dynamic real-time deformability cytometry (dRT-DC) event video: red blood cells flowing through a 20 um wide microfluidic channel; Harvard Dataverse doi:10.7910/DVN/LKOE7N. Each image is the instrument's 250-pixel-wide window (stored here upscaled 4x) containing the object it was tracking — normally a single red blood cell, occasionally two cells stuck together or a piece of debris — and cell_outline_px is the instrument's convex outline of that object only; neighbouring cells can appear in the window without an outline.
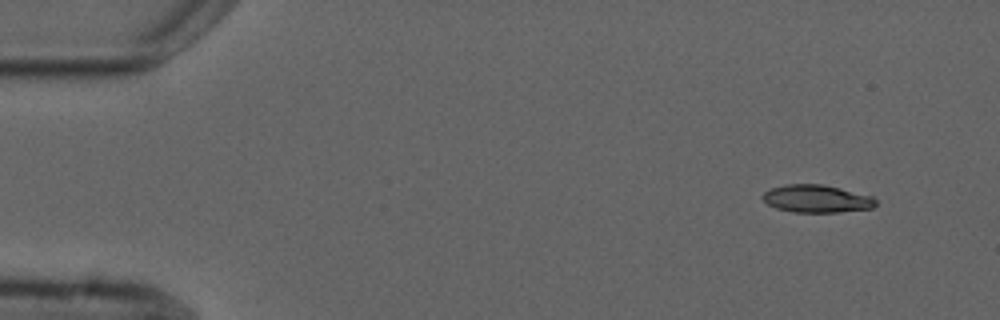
{"species": "common noctule bat (a hibernating species)", "species_latin": "Nyctalus noctula", "temperature_condition": "cold", "stored_images_in_passage": 4, "camera_frame_rate_fps": 3000, "um_per_image_px": 0.085, "animal": {"sex": "male", "forearm_length_mm": 52.5}, "frame": {"image": 1, "passage_image": 1, "time_ms": 0.0, "image_size_px": [1000, 320], "cell_outline_px": [[876, 204], [872, 208], [836, 212], [792, 212], [776, 208], [768, 204], [760, 196], [764, 192], [772, 188], [784, 184], [824, 184], [872, 196], [876, 200]], "centroid_in_image_um": [69.39, 16.88], "position_along_channel_um": 15.6, "area_um2": 18.21}}
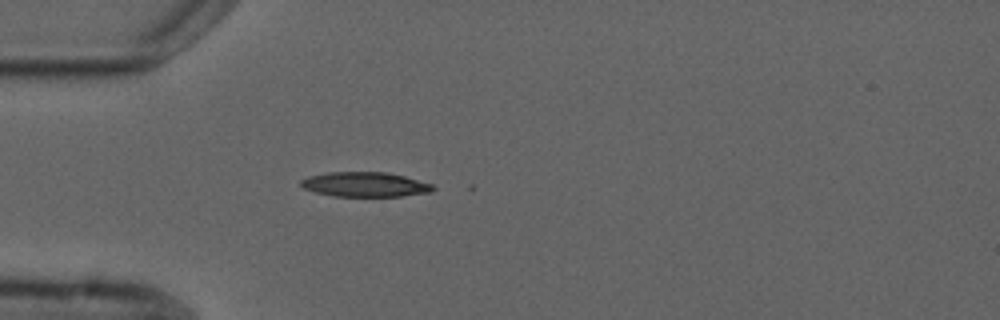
{"frame": {"image": 2, "passage_image": 4, "time_ms": 3.667, "image_size_px": [1000, 320], "cell_outline_px": [[436, 188], [432, 192], [400, 196], [332, 196], [316, 192], [304, 188], [300, 184], [300, 180], [308, 176], [328, 172], [388, 172], [404, 176], [432, 184]], "centroid_in_image_um": [31.03, 15.67], "position_along_channel_um": 54.0, "area_um2": 19.02}}